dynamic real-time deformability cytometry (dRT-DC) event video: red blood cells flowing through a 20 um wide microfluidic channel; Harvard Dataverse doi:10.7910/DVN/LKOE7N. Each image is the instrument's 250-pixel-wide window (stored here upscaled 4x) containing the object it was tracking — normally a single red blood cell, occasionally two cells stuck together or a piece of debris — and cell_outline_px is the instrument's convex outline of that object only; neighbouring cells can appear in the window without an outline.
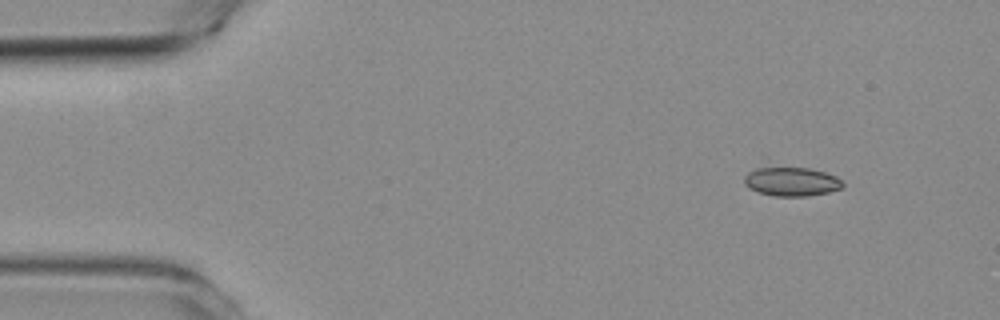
{"species": "common noctule bat (a hibernating species)", "species_latin": "Nyctalus noctula", "temperature_condition": "room temperature", "stored_images_in_passage": 3, "camera_frame_rate_fps": 3000, "um_per_image_px": 0.085, "animal": {"sex": "female", "body_mass_g": 19.3, "forearm_length_mm": 54.1}, "frame": {"image": 1, "passage_image": 1, "time_ms": 0.0, "image_size_px": [1000, 320], "cell_outline_px": [[844, 188], [828, 192], [808, 196], [772, 196], [748, 188], [744, 184], [744, 176], [748, 172], [756, 168], [808, 168], [824, 172], [836, 176], [844, 184]], "centroid_in_image_um": [67.28, 15.45], "position_along_channel_um": 17.7, "area_um2": 16.53}}